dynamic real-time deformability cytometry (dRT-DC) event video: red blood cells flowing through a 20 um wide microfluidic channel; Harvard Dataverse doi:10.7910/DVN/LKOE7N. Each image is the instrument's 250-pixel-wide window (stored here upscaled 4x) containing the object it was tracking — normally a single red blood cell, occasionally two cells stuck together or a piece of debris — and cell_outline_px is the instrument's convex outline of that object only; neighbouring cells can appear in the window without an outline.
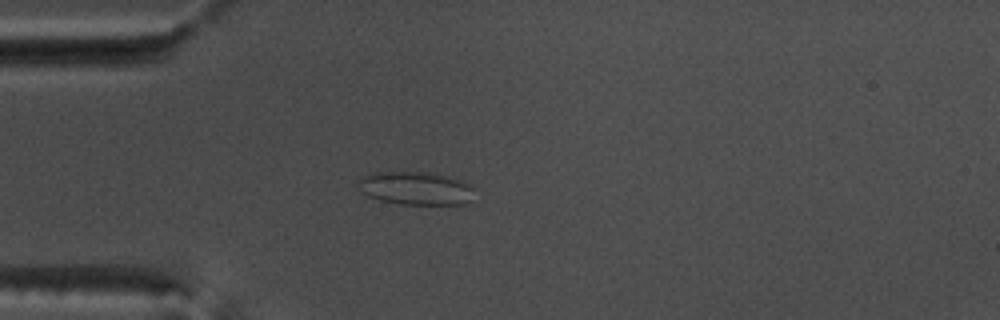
{"species": "common noctule bat (a hibernating species)", "species_latin": "Nyctalus noctula", "temperature_condition": "warm", "stored_images_in_passage": 40, "camera_frame_rate_fps": 3000, "um_per_image_px": 0.085, "animal": {"sex": "male", "body_mass_g": 17.5, "forearm_length_mm": 52.3}, "frame": {"image": 1, "passage_image": 1, "time_ms": 0.0, "image_size_px": [1000, 320], "cell_outline_px": [[472, 200], [468, 204], [400, 204], [380, 200], [368, 196], [360, 192], [356, 184], [364, 176], [372, 172], [428, 172], [460, 180], [468, 184], [472, 188]], "centroid_in_image_um": [35.29, 16.01], "position_along_channel_um": 49.7, "area_um2": 22.43}}
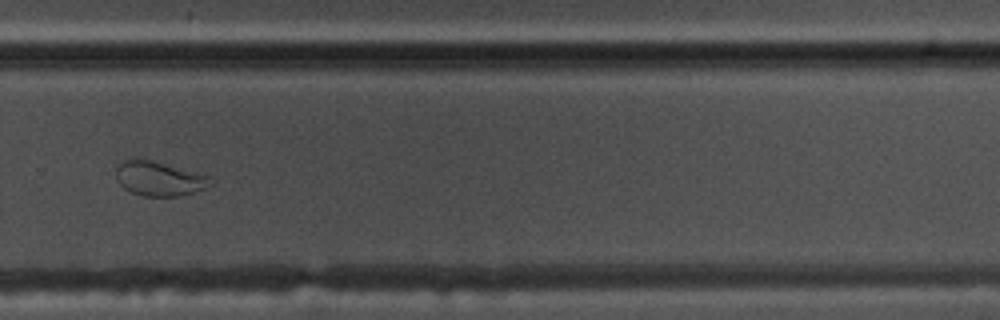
{"frame": {"image": 2, "passage_image": 23, "time_ms": 7.333, "image_size_px": [1000, 320], "cell_outline_px": [[212, 184], [208, 188], [180, 196], [144, 196], [132, 192], [124, 188], [116, 180], [116, 168], [124, 160], [132, 156], [152, 160], [204, 172], [208, 176]], "centroid_in_image_um": [13.56, 15.15], "position_along_channel_um": 316.2, "area_um2": 19.59}}
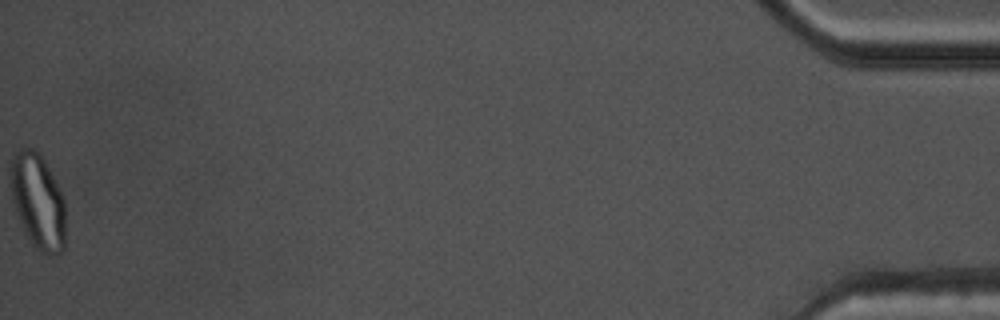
{"frame": {"image": 3, "passage_image": 40, "time_ms": 13.0, "image_size_px": [1000, 320], "cell_outline_px": [[64, 252], [52, 256], [36, 248], [32, 244], [24, 232], [16, 212], [12, 200], [12, 156], [20, 148], [32, 148], [44, 160], [64, 200]], "centroid_in_image_um": [3.23, 17.16], "position_along_channel_um": 432.0, "area_um2": 29.82}}